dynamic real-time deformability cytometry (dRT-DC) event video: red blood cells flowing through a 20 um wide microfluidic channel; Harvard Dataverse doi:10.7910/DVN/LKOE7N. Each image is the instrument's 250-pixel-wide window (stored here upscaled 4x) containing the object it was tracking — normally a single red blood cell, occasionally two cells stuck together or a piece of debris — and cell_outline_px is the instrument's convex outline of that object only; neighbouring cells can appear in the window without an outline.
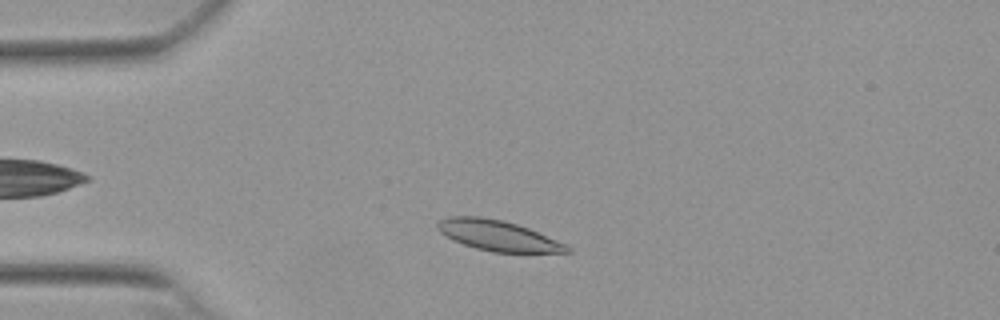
{"species": "Egyptian fruit bat (a non-hibernating species)", "species_latin": "Rousettus aegyptiacus", "temperature_condition": "warm", "stored_images_in_passage": 23, "camera_frame_rate_fps": 3000, "um_per_image_px": 0.085, "animal": {"sex": "female"}, "frame": {"image": 1, "passage_image": 7, "time_ms": 2.0, "image_size_px": [1000, 320], "cell_outline_px": [[572, 252], [492, 252], [476, 248], [452, 240], [440, 232], [436, 228], [436, 224], [440, 220], [448, 216], [480, 216], [504, 220], [528, 228], [568, 244], [572, 248]], "centroid_in_image_um": [42.33, 20.02], "position_along_channel_um": 42.7, "area_um2": 23.06}}
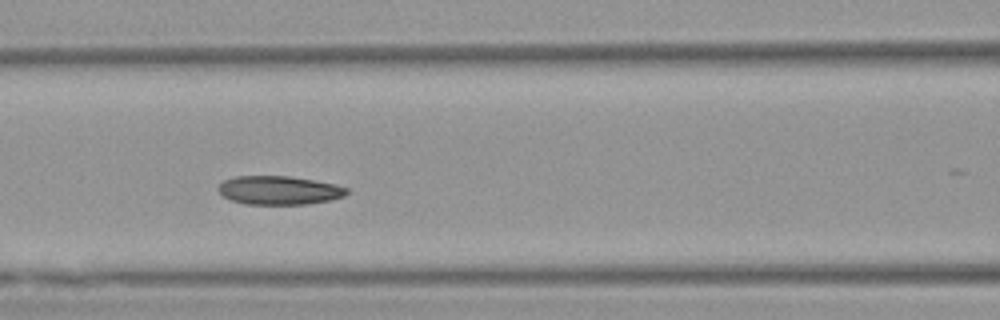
{"frame": {"image": 2, "passage_image": 17, "time_ms": 5.333, "image_size_px": [1000, 320], "cell_outline_px": [[348, 192], [344, 196], [332, 200], [308, 204], [244, 204], [232, 200], [224, 196], [216, 188], [224, 180], [236, 176], [292, 176], [316, 180], [336, 184], [348, 188]], "centroid_in_image_um": [23.76, 16.17], "position_along_channel_um": 142.8, "area_um2": 21.62}}
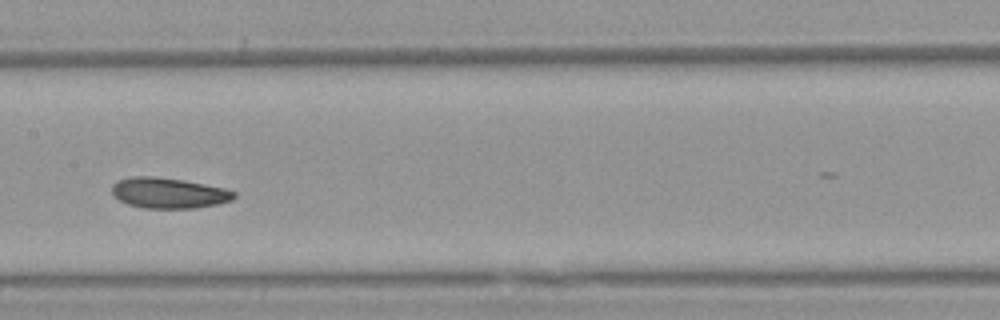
{"frame": {"image": 3, "passage_image": 21, "time_ms": 6.667, "image_size_px": [1000, 320], "cell_outline_px": [[236, 196], [232, 200], [220, 204], [196, 208], [144, 208], [128, 204], [112, 196], [112, 184], [116, 180], [132, 176], [156, 176], [184, 180], [224, 188], [236, 192]], "centroid_in_image_um": [14.33, 16.4], "position_along_channel_um": 193.1, "area_um2": 22.02}}